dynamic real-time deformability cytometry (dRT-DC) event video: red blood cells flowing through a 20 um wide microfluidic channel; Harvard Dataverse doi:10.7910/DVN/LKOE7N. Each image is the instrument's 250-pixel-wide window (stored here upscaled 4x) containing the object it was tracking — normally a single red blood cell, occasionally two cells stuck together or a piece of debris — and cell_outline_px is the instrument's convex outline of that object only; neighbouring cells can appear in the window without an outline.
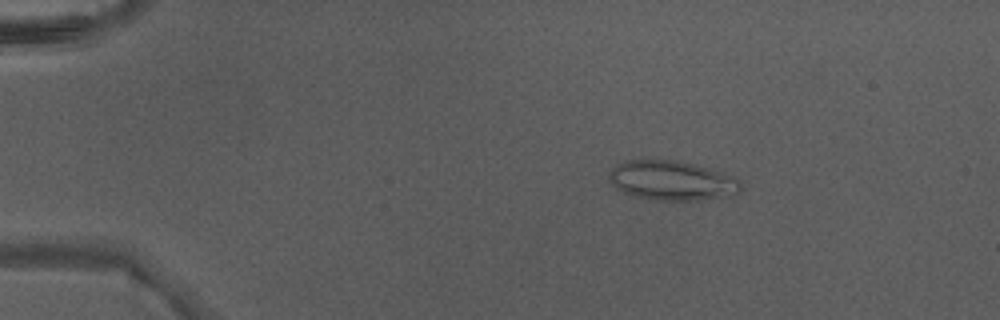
{"species": "Egyptian fruit bat (a non-hibernating species)", "species_latin": "Rousettus aegyptiacus", "temperature_condition": "warm", "stored_images_in_passage": 48, "camera_frame_rate_fps": 3000, "um_per_image_px": 0.085, "animal": {"sex": "male"}, "frame": {"image": 1, "passage_image": 9, "time_ms": 2.667, "image_size_px": [1000, 320], "cell_outline_px": [[744, 188], [740, 192], [728, 196], [700, 200], [656, 200], [632, 196], [616, 188], [612, 184], [608, 176], [608, 172], [616, 164], [628, 160], [672, 160], [692, 164], [724, 172], [740, 180]], "centroid_in_image_um": [57.13, 15.35], "position_along_channel_um": 27.9, "area_um2": 30.52}}
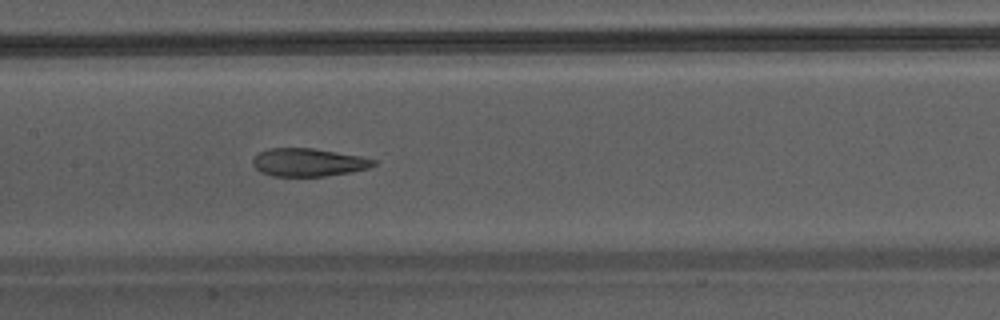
{"frame": {"image": 2, "passage_image": 25, "time_ms": 8.0, "image_size_px": [1000, 320], "cell_outline_px": [[376, 164], [368, 168], [348, 172], [324, 176], [272, 176], [260, 172], [252, 164], [252, 160], [260, 152], [268, 148], [312, 148], [360, 156], [376, 160]], "centroid_in_image_um": [26.18, 13.8], "position_along_channel_um": 181.2, "area_um2": 19.54}}
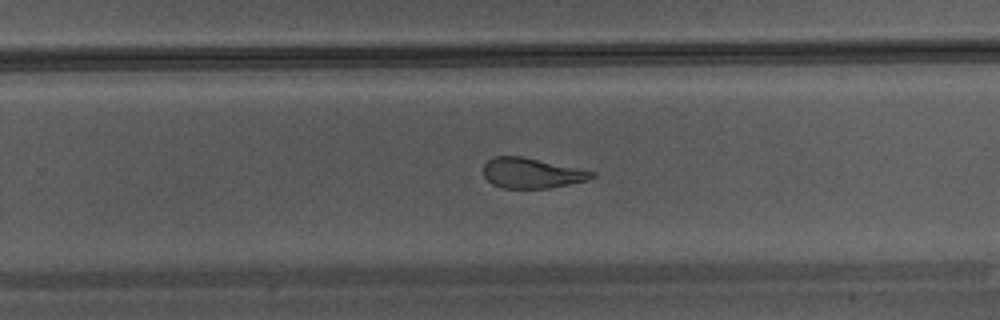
{"frame": {"image": 3, "passage_image": 32, "time_ms": 10.333, "image_size_px": [1000, 320], "cell_outline_px": [[596, 176], [588, 180], [548, 188], [504, 188], [492, 184], [484, 176], [484, 164], [488, 160], [496, 156], [524, 156], [596, 172]], "centroid_in_image_um": [45.2, 14.7], "position_along_channel_um": 284.6, "area_um2": 19.07}}